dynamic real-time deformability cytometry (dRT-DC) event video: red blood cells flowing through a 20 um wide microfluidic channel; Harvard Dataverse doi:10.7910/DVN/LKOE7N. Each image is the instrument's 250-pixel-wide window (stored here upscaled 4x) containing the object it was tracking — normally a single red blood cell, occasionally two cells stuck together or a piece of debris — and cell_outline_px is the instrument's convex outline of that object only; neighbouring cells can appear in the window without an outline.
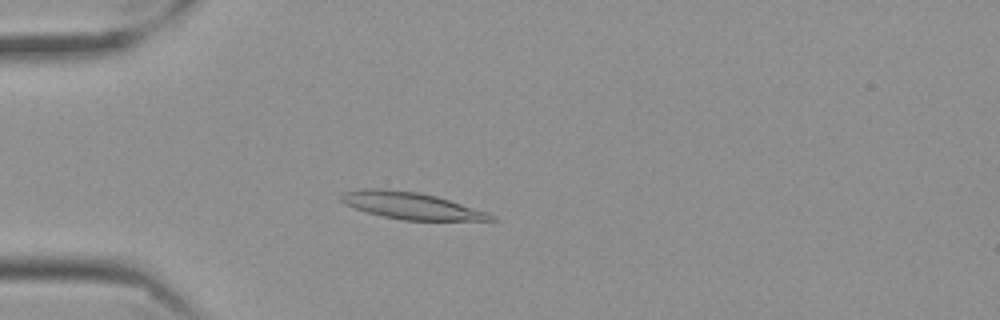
{"species": "Egyptian fruit bat (a non-hibernating species)", "species_latin": "Rousettus aegyptiacus", "temperature_condition": "cold", "stored_images_in_passage": 58, "camera_frame_rate_fps": 3000, "um_per_image_px": 0.085, "frame": {"image": 1, "passage_image": 16, "time_ms": 5.0, "image_size_px": [1000, 320], "cell_outline_px": [[496, 220], [400, 220], [368, 212], [344, 204], [340, 200], [340, 192], [364, 188], [384, 188], [416, 192], [436, 196], [488, 212], [496, 216]], "centroid_in_image_um": [34.9, 17.47], "position_along_channel_um": 50.1, "area_um2": 23.35}}
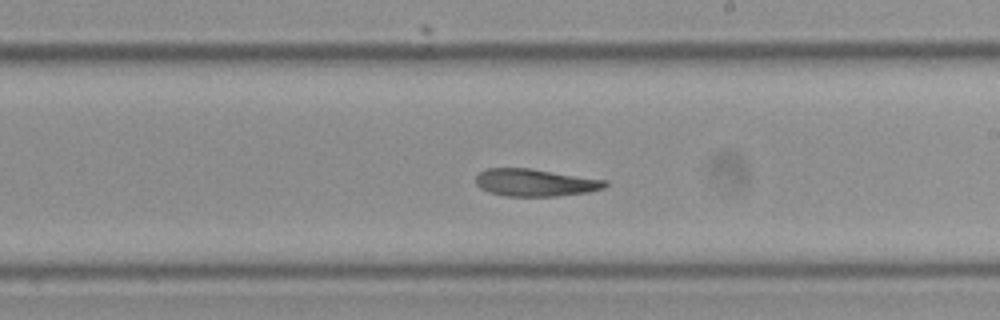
{"frame": {"image": 2, "passage_image": 34, "time_ms": 11.0, "image_size_px": [1000, 320], "cell_outline_px": [[608, 184], [604, 188], [588, 192], [556, 196], [504, 196], [488, 192], [480, 188], [476, 184], [476, 176], [480, 172], [488, 168], [532, 168], [608, 180]], "centroid_in_image_um": [45.5, 15.52], "position_along_channel_um": 243.5, "area_um2": 20.81}}
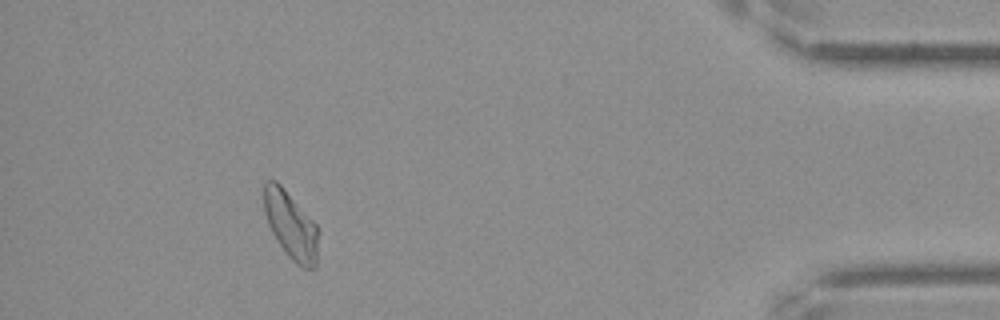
{"frame": {"image": 3, "passage_image": 53, "time_ms": 17.333, "image_size_px": [1000, 320], "cell_outline_px": [[316, 268], [300, 268], [288, 256], [272, 232], [268, 224], [264, 212], [264, 184], [268, 180], [276, 180], [284, 188], [316, 224]], "centroid_in_image_um": [24.69, 19.14], "position_along_channel_um": 410.5, "area_um2": 20.87}, "authors_computed_cell_mechanics": {"area_um2": 21.9351, "velocity_mm_per_s": 3.4804, "shape_relaxation_time_tau1_ms": null, "shape_relaxation_time_tau2_ms": 8.992, "deformation_change_tau1": null, "deformation_change_tau2": 0.1734}}